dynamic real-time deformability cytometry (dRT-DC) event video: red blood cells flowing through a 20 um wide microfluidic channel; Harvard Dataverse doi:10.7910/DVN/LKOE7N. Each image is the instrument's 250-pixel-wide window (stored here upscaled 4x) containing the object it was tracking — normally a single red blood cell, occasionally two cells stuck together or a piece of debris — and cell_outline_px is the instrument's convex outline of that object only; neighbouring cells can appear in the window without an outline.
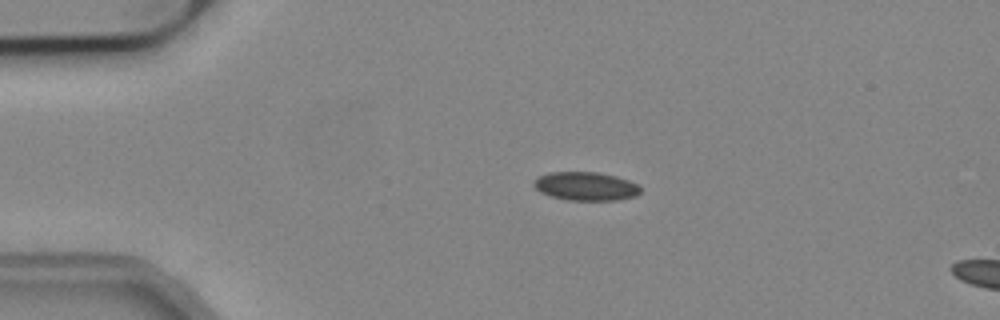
{"species": "common noctule bat (a hibernating species)", "species_latin": "Nyctalus noctula", "temperature_condition": "cold", "stored_images_in_passage": 5, "camera_frame_rate_fps": 3000, "um_per_image_px": 0.085, "animal": {"sex": "male", "body_mass_g": 19.2, "forearm_length_mm": 51.8}, "frame": {"image": 1, "passage_image": 1, "time_ms": 0.0, "image_size_px": [1000, 320], "cell_outline_px": [[640, 192], [636, 196], [620, 200], [568, 200], [552, 196], [540, 192], [532, 184], [532, 180], [536, 176], [548, 172], [596, 172], [616, 176], [640, 184]], "centroid_in_image_um": [49.78, 15.82], "position_along_channel_um": 35.2, "area_um2": 17.98}}